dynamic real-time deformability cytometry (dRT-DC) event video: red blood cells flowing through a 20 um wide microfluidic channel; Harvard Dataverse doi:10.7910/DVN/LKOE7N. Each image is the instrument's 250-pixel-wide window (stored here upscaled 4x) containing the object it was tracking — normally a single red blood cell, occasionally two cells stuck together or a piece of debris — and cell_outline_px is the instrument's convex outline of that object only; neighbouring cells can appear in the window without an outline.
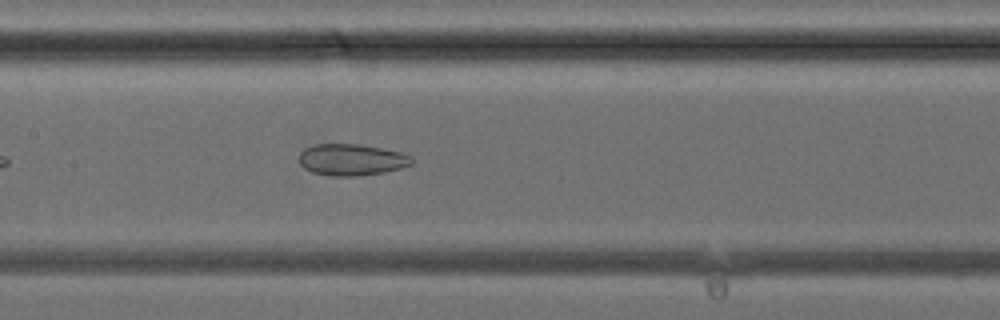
{"species": "common noctule bat (a hibernating species)", "species_latin": "Nyctalus noctula", "temperature_condition": "cold", "stored_images_in_passage": 29, "camera_frame_rate_fps": 3000, "um_per_image_px": 0.085, "animal": {"sex": "female", "body_mass_g": 24.6, "forearm_length_mm": 56.2}, "frame": {"image": 1, "passage_image": 9, "time_ms": 2.667, "image_size_px": [1000, 320], "cell_outline_px": [[412, 164], [400, 168], [384, 172], [356, 176], [332, 176], [312, 172], [304, 168], [300, 164], [300, 152], [304, 148], [316, 144], [360, 144], [400, 152], [412, 156]], "centroid_in_image_um": [29.87, 13.57], "position_along_channel_um": 177.5, "area_um2": 20.63}}
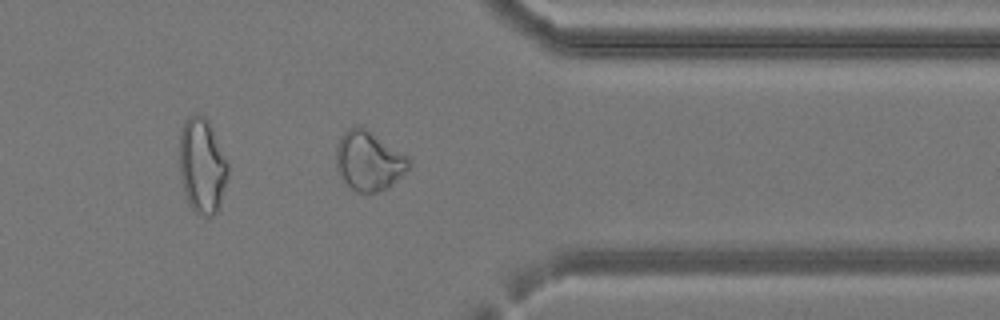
{"frame": {"image": 2, "passage_image": 21, "time_ms": 6.667, "image_size_px": [1000, 320], "cell_outline_px": [[412, 164], [388, 188], [376, 192], [356, 192], [344, 180], [336, 168], [336, 144], [340, 136], [348, 128], [364, 128], [408, 156]], "centroid_in_image_um": [31.33, 13.69], "position_along_channel_um": 380.1, "area_um2": 24.68}}